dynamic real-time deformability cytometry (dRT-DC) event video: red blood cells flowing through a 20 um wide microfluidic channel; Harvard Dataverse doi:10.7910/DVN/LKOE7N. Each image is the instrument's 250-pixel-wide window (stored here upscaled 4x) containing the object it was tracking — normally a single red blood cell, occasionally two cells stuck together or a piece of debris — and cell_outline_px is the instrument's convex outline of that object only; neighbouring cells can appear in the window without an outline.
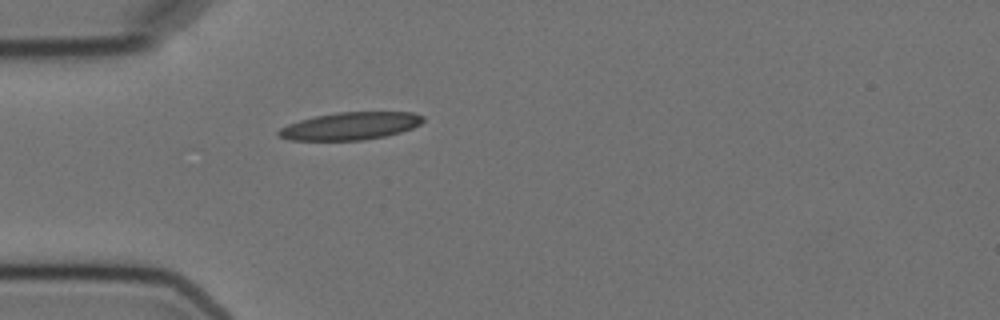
{"species": "Egyptian fruit bat (a non-hibernating species)", "species_latin": "Rousettus aegyptiacus", "temperature_condition": "cold", "stored_images_in_passage": 1, "camera_frame_rate_fps": 3000, "um_per_image_px": 0.085, "animal": {"sex": "female"}, "frame": {"image": 1, "passage_image": 1, "time_ms": 0.0, "image_size_px": [1000, 320], "cell_outline_px": [[424, 120], [420, 124], [412, 128], [400, 132], [384, 136], [364, 140], [292, 140], [280, 136], [276, 132], [280, 128], [288, 124], [300, 120], [316, 116], [340, 112], [412, 112], [424, 116]], "centroid_in_image_um": [29.8, 10.71], "position_along_channel_um": 55.2, "area_um2": 23.0}}